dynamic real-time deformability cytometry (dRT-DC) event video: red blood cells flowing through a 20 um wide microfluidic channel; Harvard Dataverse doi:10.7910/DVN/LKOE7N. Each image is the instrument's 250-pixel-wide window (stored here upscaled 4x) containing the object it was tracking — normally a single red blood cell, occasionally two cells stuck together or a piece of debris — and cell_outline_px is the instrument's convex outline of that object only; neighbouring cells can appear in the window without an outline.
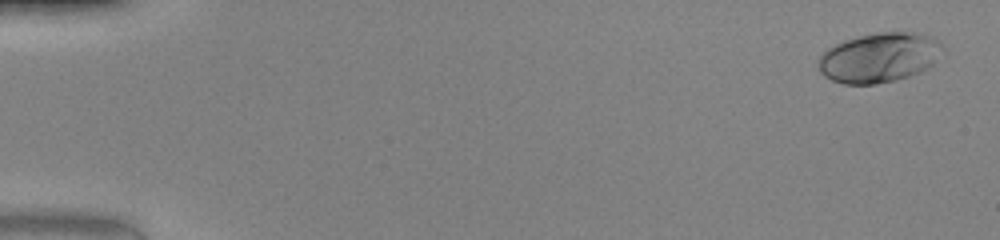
{"species": "human", "species_latin": "Homo sapiens", "temperature_condition": "warm", "stored_images_in_passage": 50, "camera_frame_rate_fps": 3000, "um_per_image_px": 0.085, "donor": {"sex": "female"}, "frame": {"image": 1, "passage_image": 2, "time_ms": 0.333, "image_size_px": [1000, 240], "cell_outline_px": [[940, 44], [932, 64], [920, 72], [908, 76], [876, 84], [844, 84], [832, 80], [824, 76], [820, 72], [816, 64], [816, 60], [828, 48], [844, 40], [860, 36], [880, 32], [912, 32], [928, 36], [936, 40]], "centroid_in_image_um": [74.61, 4.9], "position_along_channel_um": 10.4, "area_um2": 35.26}}
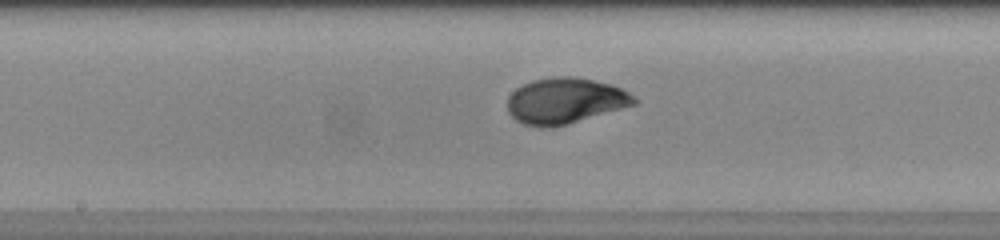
{"frame": {"image": 2, "passage_image": 27, "time_ms": 8.667, "image_size_px": [1000, 240], "cell_outline_px": [[636, 104], [568, 124], [548, 128], [540, 128], [524, 124], [516, 120], [508, 112], [508, 96], [516, 88], [532, 80], [552, 76], [572, 76], [592, 80], [608, 84], [620, 88], [628, 92], [636, 100]], "centroid_in_image_um": [47.99, 8.57], "position_along_channel_um": 200.2, "area_um2": 33.7}}
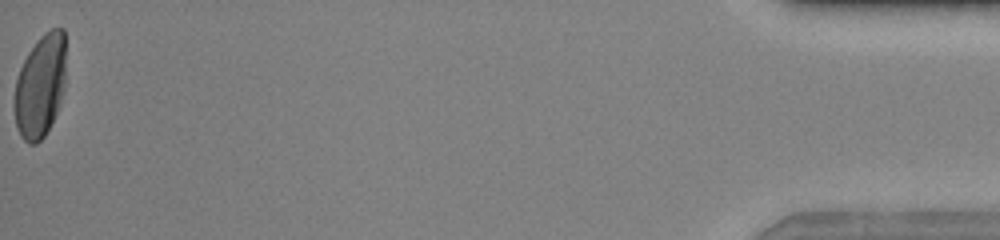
{"frame": {"image": 3, "passage_image": 50, "time_ms": 16.333, "image_size_px": [1000, 240], "cell_outline_px": [[64, 88], [56, 112], [44, 136], [36, 144], [28, 144], [20, 136], [16, 128], [16, 80], [20, 68], [28, 52], [40, 36], [44, 32], [52, 28], [64, 28]], "centroid_in_image_um": [3.42, 7.29], "position_along_channel_um": 431.8, "area_um2": 30.29}, "authors_computed_cell_mechanics": {"area_um2": 31.9345, "velocity_mm_per_s": 4.2098, "shape_relaxation_time_tau1_ms": 3.6167, "shape_relaxation_time_tau2_ms": null, "deformation_change_tau1": 0.1983, "deformation_change_tau2": null}}